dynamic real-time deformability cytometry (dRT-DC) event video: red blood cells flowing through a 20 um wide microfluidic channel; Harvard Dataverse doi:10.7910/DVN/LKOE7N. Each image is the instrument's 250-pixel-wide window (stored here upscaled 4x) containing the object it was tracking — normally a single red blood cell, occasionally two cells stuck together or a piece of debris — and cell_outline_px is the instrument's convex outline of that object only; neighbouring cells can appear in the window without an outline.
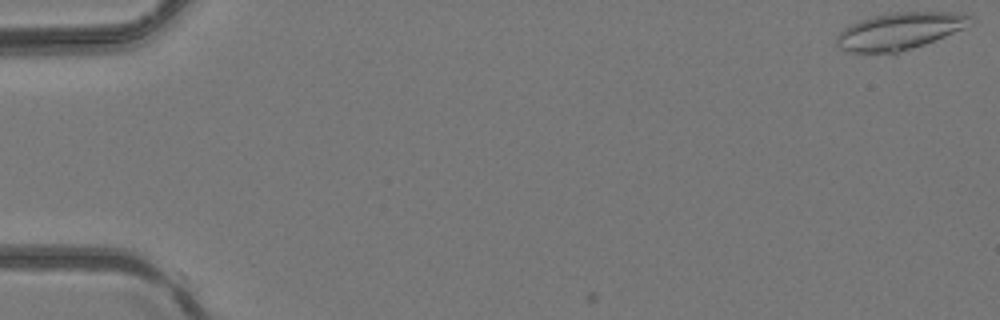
{"species": "common noctule bat (a hibernating species)", "species_latin": "Nyctalus noctula", "temperature_condition": "room temperature", "stored_images_in_passage": 4, "camera_frame_rate_fps": 3000, "um_per_image_px": 0.085, "animal": {"sex": "female", "body_mass_g": 24.6, "forearm_length_mm": 56.2}, "frame": {"image": 1, "passage_image": 1, "time_ms": 0.0, "image_size_px": [1000, 320], "cell_outline_px": [[976, 20], [972, 24], [964, 28], [896, 56], [848, 52], [840, 48], [836, 44], [836, 36], [844, 28], [860, 20], [872, 16], [896, 12], [960, 12], [972, 16]], "centroid_in_image_um": [76.48, 2.69], "position_along_channel_um": 8.5, "area_um2": 29.82}}